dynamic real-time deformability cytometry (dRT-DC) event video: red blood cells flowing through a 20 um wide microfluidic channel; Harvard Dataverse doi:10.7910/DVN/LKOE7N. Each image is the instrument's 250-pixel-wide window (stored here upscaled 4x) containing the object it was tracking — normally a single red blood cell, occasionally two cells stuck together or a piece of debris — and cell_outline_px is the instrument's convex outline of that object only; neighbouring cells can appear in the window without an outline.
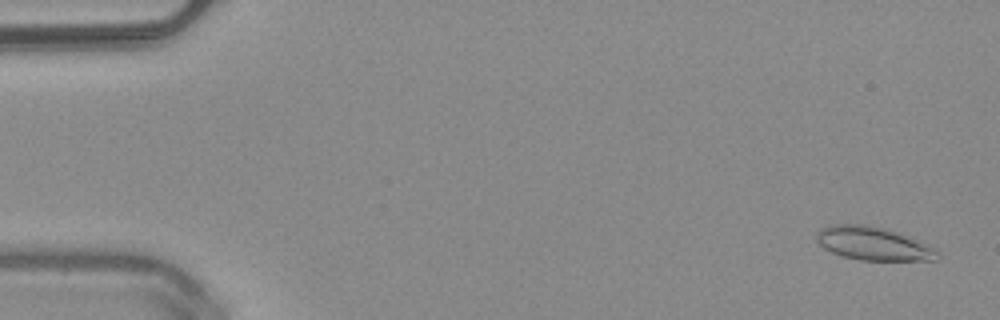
{"species": "common noctule bat (a hibernating species)", "species_latin": "Nyctalus noctula", "temperature_condition": "warm", "stored_images_in_passage": 50, "camera_frame_rate_fps": 3000, "um_per_image_px": 0.085, "animal": {"sex": "male", "body_mass_g": 20.4}, "frame": {"image": 1, "passage_image": 2, "time_ms": 0.333, "image_size_px": [1000, 320], "cell_outline_px": [[940, 256], [936, 260], [860, 260], [844, 256], [832, 252], [824, 248], [816, 240], [816, 232], [820, 228], [828, 224], [868, 224], [888, 228], [908, 236], [936, 248]], "centroid_in_image_um": [74.21, 20.68], "position_along_channel_um": 10.8, "area_um2": 23.76}}
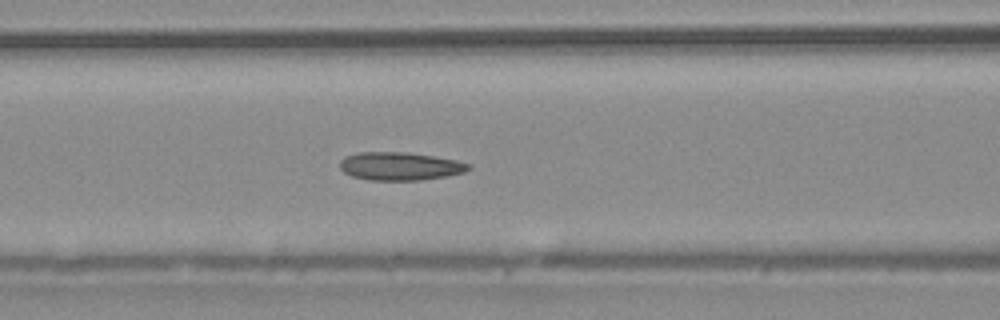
{"frame": {"image": 2, "passage_image": 21, "time_ms": 6.667, "image_size_px": [1000, 320], "cell_outline_px": [[472, 168], [464, 172], [448, 176], [420, 180], [368, 180], [352, 176], [344, 172], [340, 168], [340, 160], [344, 156], [356, 152], [404, 152], [432, 156], [456, 160], [472, 164]], "centroid_in_image_um": [33.99, 14.12], "position_along_channel_um": 132.6, "area_um2": 21.21}}
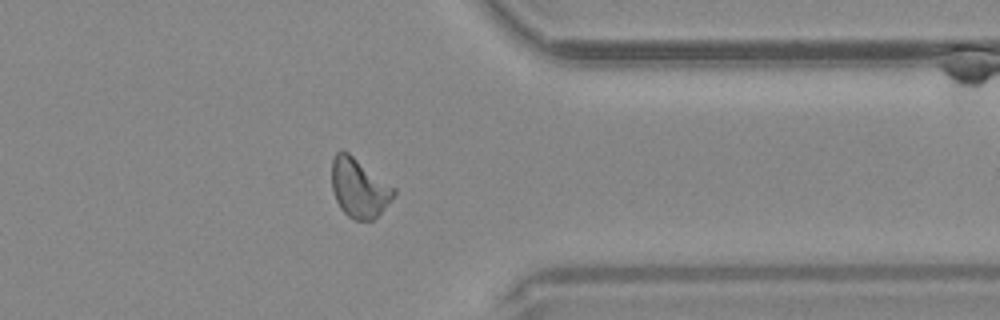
{"frame": {"image": 3, "passage_image": 40, "time_ms": 13.0, "image_size_px": [1000, 320], "cell_outline_px": [[396, 192], [380, 212], [372, 220], [356, 220], [348, 216], [340, 208], [336, 200], [332, 188], [332, 156], [340, 148], [348, 152], [396, 188]], "centroid_in_image_um": [30.49, 15.93], "position_along_channel_um": 380.9, "area_um2": 21.21}, "authors_computed_cell_mechanics": {"area_um2": 21.2126, "velocity_mm_per_s": 4.0488, "shape_relaxation_time_tau1_ms": 7.8293, "shape_relaxation_time_tau2_ms": 1.8848, "deformation_change_tau1": 0.2077, "deformation_change_tau2": 0.0992}}